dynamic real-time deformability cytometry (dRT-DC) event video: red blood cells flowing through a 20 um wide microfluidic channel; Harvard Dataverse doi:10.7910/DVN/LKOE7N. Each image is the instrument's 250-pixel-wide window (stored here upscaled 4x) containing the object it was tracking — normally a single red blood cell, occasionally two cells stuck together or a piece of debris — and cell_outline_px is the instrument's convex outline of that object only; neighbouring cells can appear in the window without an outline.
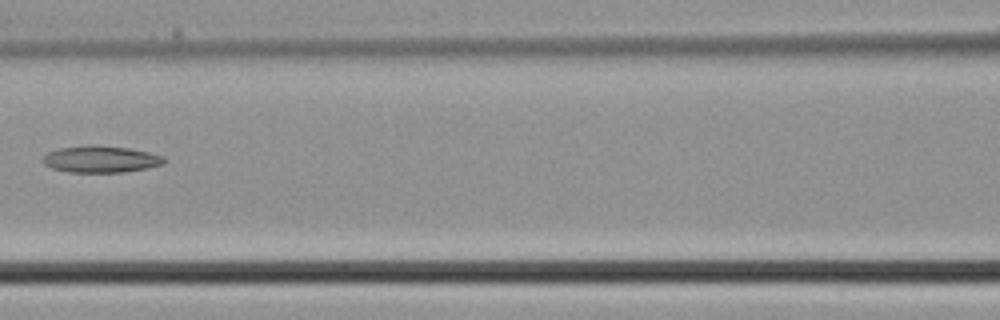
{"species": "common noctule bat (a hibernating species)", "species_latin": "Nyctalus noctula", "temperature_condition": "cold", "stored_images_in_passage": 3, "camera_frame_rate_fps": 3000, "um_per_image_px": 0.085, "animal": {"sex": "male", "body_mass_g": 21.5, "forearm_length_mm": 52.0}, "frame": {"image": 1, "passage_image": 3, "time_ms": 0.667, "image_size_px": [1000, 320], "cell_outline_px": [[168, 160], [164, 164], [124, 172], [68, 172], [52, 168], [44, 164], [40, 160], [48, 152], [60, 148], [88, 144], [128, 148], [148, 152], [164, 156]], "centroid_in_image_um": [8.55, 13.52], "position_along_channel_um": 158.0, "area_um2": 18.96}}